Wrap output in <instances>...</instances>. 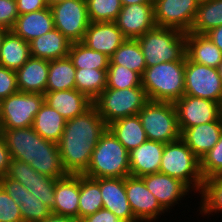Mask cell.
I'll list each match as a JSON object with an SVG mask.
<instances>
[{
	"label": "cell",
	"instance_id": "cell-1",
	"mask_svg": "<svg viewBox=\"0 0 222 222\" xmlns=\"http://www.w3.org/2000/svg\"><path fill=\"white\" fill-rule=\"evenodd\" d=\"M106 129L107 124L93 105L83 114L66 120L57 145L67 174H83L87 170L93 150Z\"/></svg>",
	"mask_w": 222,
	"mask_h": 222
},
{
	"label": "cell",
	"instance_id": "cell-2",
	"mask_svg": "<svg viewBox=\"0 0 222 222\" xmlns=\"http://www.w3.org/2000/svg\"><path fill=\"white\" fill-rule=\"evenodd\" d=\"M11 158L32 166L39 174L60 179L63 169L57 143L42 138L33 127L1 130Z\"/></svg>",
	"mask_w": 222,
	"mask_h": 222
},
{
	"label": "cell",
	"instance_id": "cell-3",
	"mask_svg": "<svg viewBox=\"0 0 222 222\" xmlns=\"http://www.w3.org/2000/svg\"><path fill=\"white\" fill-rule=\"evenodd\" d=\"M185 61L164 62L146 67L142 87L149 101L175 103L184 95Z\"/></svg>",
	"mask_w": 222,
	"mask_h": 222
},
{
	"label": "cell",
	"instance_id": "cell-4",
	"mask_svg": "<svg viewBox=\"0 0 222 222\" xmlns=\"http://www.w3.org/2000/svg\"><path fill=\"white\" fill-rule=\"evenodd\" d=\"M83 175L93 179L130 176L129 152L108 128L94 148Z\"/></svg>",
	"mask_w": 222,
	"mask_h": 222
},
{
	"label": "cell",
	"instance_id": "cell-5",
	"mask_svg": "<svg viewBox=\"0 0 222 222\" xmlns=\"http://www.w3.org/2000/svg\"><path fill=\"white\" fill-rule=\"evenodd\" d=\"M146 66L164 62L186 61V33L165 27H155L137 38Z\"/></svg>",
	"mask_w": 222,
	"mask_h": 222
},
{
	"label": "cell",
	"instance_id": "cell-6",
	"mask_svg": "<svg viewBox=\"0 0 222 222\" xmlns=\"http://www.w3.org/2000/svg\"><path fill=\"white\" fill-rule=\"evenodd\" d=\"M159 172L181 180L193 192L202 191L204 179L200 159L181 138L165 144Z\"/></svg>",
	"mask_w": 222,
	"mask_h": 222
},
{
	"label": "cell",
	"instance_id": "cell-7",
	"mask_svg": "<svg viewBox=\"0 0 222 222\" xmlns=\"http://www.w3.org/2000/svg\"><path fill=\"white\" fill-rule=\"evenodd\" d=\"M148 102L149 99L143 87H132L105 88L92 103L108 125L117 119L138 115Z\"/></svg>",
	"mask_w": 222,
	"mask_h": 222
},
{
	"label": "cell",
	"instance_id": "cell-8",
	"mask_svg": "<svg viewBox=\"0 0 222 222\" xmlns=\"http://www.w3.org/2000/svg\"><path fill=\"white\" fill-rule=\"evenodd\" d=\"M138 116L148 140L166 144L181 138L174 103L149 101Z\"/></svg>",
	"mask_w": 222,
	"mask_h": 222
},
{
	"label": "cell",
	"instance_id": "cell-9",
	"mask_svg": "<svg viewBox=\"0 0 222 222\" xmlns=\"http://www.w3.org/2000/svg\"><path fill=\"white\" fill-rule=\"evenodd\" d=\"M44 103V94L18 91L2 99L0 130L31 127Z\"/></svg>",
	"mask_w": 222,
	"mask_h": 222
},
{
	"label": "cell",
	"instance_id": "cell-10",
	"mask_svg": "<svg viewBox=\"0 0 222 222\" xmlns=\"http://www.w3.org/2000/svg\"><path fill=\"white\" fill-rule=\"evenodd\" d=\"M184 95L209 99L222 105V77L218 69L191 61L186 56Z\"/></svg>",
	"mask_w": 222,
	"mask_h": 222
},
{
	"label": "cell",
	"instance_id": "cell-11",
	"mask_svg": "<svg viewBox=\"0 0 222 222\" xmlns=\"http://www.w3.org/2000/svg\"><path fill=\"white\" fill-rule=\"evenodd\" d=\"M50 8L55 28L71 43L82 42L90 24L86 0H65Z\"/></svg>",
	"mask_w": 222,
	"mask_h": 222
},
{
	"label": "cell",
	"instance_id": "cell-12",
	"mask_svg": "<svg viewBox=\"0 0 222 222\" xmlns=\"http://www.w3.org/2000/svg\"><path fill=\"white\" fill-rule=\"evenodd\" d=\"M200 0H154V19L157 27L190 32Z\"/></svg>",
	"mask_w": 222,
	"mask_h": 222
},
{
	"label": "cell",
	"instance_id": "cell-13",
	"mask_svg": "<svg viewBox=\"0 0 222 222\" xmlns=\"http://www.w3.org/2000/svg\"><path fill=\"white\" fill-rule=\"evenodd\" d=\"M174 105L181 133L189 127L217 121L222 116V105L209 99L183 95Z\"/></svg>",
	"mask_w": 222,
	"mask_h": 222
},
{
	"label": "cell",
	"instance_id": "cell-14",
	"mask_svg": "<svg viewBox=\"0 0 222 222\" xmlns=\"http://www.w3.org/2000/svg\"><path fill=\"white\" fill-rule=\"evenodd\" d=\"M6 176L20 182L29 192L38 197L51 210L55 203V183L57 179L39 174L29 164L12 159Z\"/></svg>",
	"mask_w": 222,
	"mask_h": 222
},
{
	"label": "cell",
	"instance_id": "cell-15",
	"mask_svg": "<svg viewBox=\"0 0 222 222\" xmlns=\"http://www.w3.org/2000/svg\"><path fill=\"white\" fill-rule=\"evenodd\" d=\"M125 191L133 215L138 222H154L160 215L167 212L147 189L141 177L127 176Z\"/></svg>",
	"mask_w": 222,
	"mask_h": 222
},
{
	"label": "cell",
	"instance_id": "cell-16",
	"mask_svg": "<svg viewBox=\"0 0 222 222\" xmlns=\"http://www.w3.org/2000/svg\"><path fill=\"white\" fill-rule=\"evenodd\" d=\"M114 22L127 39H137L156 27L154 5L131 4L122 6Z\"/></svg>",
	"mask_w": 222,
	"mask_h": 222
},
{
	"label": "cell",
	"instance_id": "cell-17",
	"mask_svg": "<svg viewBox=\"0 0 222 222\" xmlns=\"http://www.w3.org/2000/svg\"><path fill=\"white\" fill-rule=\"evenodd\" d=\"M147 189L156 197L160 205L168 212L171 207L179 204L191 189L181 180L163 173H154L141 177Z\"/></svg>",
	"mask_w": 222,
	"mask_h": 222
},
{
	"label": "cell",
	"instance_id": "cell-18",
	"mask_svg": "<svg viewBox=\"0 0 222 222\" xmlns=\"http://www.w3.org/2000/svg\"><path fill=\"white\" fill-rule=\"evenodd\" d=\"M126 39L115 22H90L82 43L110 58Z\"/></svg>",
	"mask_w": 222,
	"mask_h": 222
},
{
	"label": "cell",
	"instance_id": "cell-19",
	"mask_svg": "<svg viewBox=\"0 0 222 222\" xmlns=\"http://www.w3.org/2000/svg\"><path fill=\"white\" fill-rule=\"evenodd\" d=\"M103 208L123 222H138L132 212L125 191V178H100Z\"/></svg>",
	"mask_w": 222,
	"mask_h": 222
},
{
	"label": "cell",
	"instance_id": "cell-20",
	"mask_svg": "<svg viewBox=\"0 0 222 222\" xmlns=\"http://www.w3.org/2000/svg\"><path fill=\"white\" fill-rule=\"evenodd\" d=\"M80 174H67L55 183V203L52 214L78 219Z\"/></svg>",
	"mask_w": 222,
	"mask_h": 222
},
{
	"label": "cell",
	"instance_id": "cell-21",
	"mask_svg": "<svg viewBox=\"0 0 222 222\" xmlns=\"http://www.w3.org/2000/svg\"><path fill=\"white\" fill-rule=\"evenodd\" d=\"M222 133V116L209 123L199 124L185 129L181 139L191 151L201 160L219 141Z\"/></svg>",
	"mask_w": 222,
	"mask_h": 222
},
{
	"label": "cell",
	"instance_id": "cell-22",
	"mask_svg": "<svg viewBox=\"0 0 222 222\" xmlns=\"http://www.w3.org/2000/svg\"><path fill=\"white\" fill-rule=\"evenodd\" d=\"M165 144L146 140L129 152L130 175L143 177L158 173Z\"/></svg>",
	"mask_w": 222,
	"mask_h": 222
},
{
	"label": "cell",
	"instance_id": "cell-23",
	"mask_svg": "<svg viewBox=\"0 0 222 222\" xmlns=\"http://www.w3.org/2000/svg\"><path fill=\"white\" fill-rule=\"evenodd\" d=\"M44 102L66 120L83 114L93 105V101L76 89L45 92Z\"/></svg>",
	"mask_w": 222,
	"mask_h": 222
},
{
	"label": "cell",
	"instance_id": "cell-24",
	"mask_svg": "<svg viewBox=\"0 0 222 222\" xmlns=\"http://www.w3.org/2000/svg\"><path fill=\"white\" fill-rule=\"evenodd\" d=\"M15 73L19 91L44 94L48 80L49 60L30 57Z\"/></svg>",
	"mask_w": 222,
	"mask_h": 222
},
{
	"label": "cell",
	"instance_id": "cell-25",
	"mask_svg": "<svg viewBox=\"0 0 222 222\" xmlns=\"http://www.w3.org/2000/svg\"><path fill=\"white\" fill-rule=\"evenodd\" d=\"M55 28L51 8L19 15L11 31L28 43Z\"/></svg>",
	"mask_w": 222,
	"mask_h": 222
},
{
	"label": "cell",
	"instance_id": "cell-26",
	"mask_svg": "<svg viewBox=\"0 0 222 222\" xmlns=\"http://www.w3.org/2000/svg\"><path fill=\"white\" fill-rule=\"evenodd\" d=\"M186 56L193 62L218 69L221 50L206 34L186 33Z\"/></svg>",
	"mask_w": 222,
	"mask_h": 222
},
{
	"label": "cell",
	"instance_id": "cell-27",
	"mask_svg": "<svg viewBox=\"0 0 222 222\" xmlns=\"http://www.w3.org/2000/svg\"><path fill=\"white\" fill-rule=\"evenodd\" d=\"M71 42L56 28L29 42L31 57L55 60L68 56Z\"/></svg>",
	"mask_w": 222,
	"mask_h": 222
},
{
	"label": "cell",
	"instance_id": "cell-28",
	"mask_svg": "<svg viewBox=\"0 0 222 222\" xmlns=\"http://www.w3.org/2000/svg\"><path fill=\"white\" fill-rule=\"evenodd\" d=\"M107 128L128 152L148 140L138 115L117 119L108 124Z\"/></svg>",
	"mask_w": 222,
	"mask_h": 222
},
{
	"label": "cell",
	"instance_id": "cell-29",
	"mask_svg": "<svg viewBox=\"0 0 222 222\" xmlns=\"http://www.w3.org/2000/svg\"><path fill=\"white\" fill-rule=\"evenodd\" d=\"M30 57L29 43L9 30L0 49V66L17 71Z\"/></svg>",
	"mask_w": 222,
	"mask_h": 222
},
{
	"label": "cell",
	"instance_id": "cell-30",
	"mask_svg": "<svg viewBox=\"0 0 222 222\" xmlns=\"http://www.w3.org/2000/svg\"><path fill=\"white\" fill-rule=\"evenodd\" d=\"M65 123L66 119L44 102L35 115L32 127L45 140L58 143Z\"/></svg>",
	"mask_w": 222,
	"mask_h": 222
},
{
	"label": "cell",
	"instance_id": "cell-31",
	"mask_svg": "<svg viewBox=\"0 0 222 222\" xmlns=\"http://www.w3.org/2000/svg\"><path fill=\"white\" fill-rule=\"evenodd\" d=\"M74 67L69 56L49 60V73L46 92L75 89Z\"/></svg>",
	"mask_w": 222,
	"mask_h": 222
},
{
	"label": "cell",
	"instance_id": "cell-32",
	"mask_svg": "<svg viewBox=\"0 0 222 222\" xmlns=\"http://www.w3.org/2000/svg\"><path fill=\"white\" fill-rule=\"evenodd\" d=\"M103 208L100 178L93 179L80 174V195L78 220L94 214Z\"/></svg>",
	"mask_w": 222,
	"mask_h": 222
},
{
	"label": "cell",
	"instance_id": "cell-33",
	"mask_svg": "<svg viewBox=\"0 0 222 222\" xmlns=\"http://www.w3.org/2000/svg\"><path fill=\"white\" fill-rule=\"evenodd\" d=\"M222 25V0H200L192 33L206 34Z\"/></svg>",
	"mask_w": 222,
	"mask_h": 222
},
{
	"label": "cell",
	"instance_id": "cell-34",
	"mask_svg": "<svg viewBox=\"0 0 222 222\" xmlns=\"http://www.w3.org/2000/svg\"><path fill=\"white\" fill-rule=\"evenodd\" d=\"M109 65H120L141 76L146 69V62L137 39H126L110 57Z\"/></svg>",
	"mask_w": 222,
	"mask_h": 222
},
{
	"label": "cell",
	"instance_id": "cell-35",
	"mask_svg": "<svg viewBox=\"0 0 222 222\" xmlns=\"http://www.w3.org/2000/svg\"><path fill=\"white\" fill-rule=\"evenodd\" d=\"M68 56L76 69L108 70L110 63L106 54L94 51L82 42L71 43Z\"/></svg>",
	"mask_w": 222,
	"mask_h": 222
},
{
	"label": "cell",
	"instance_id": "cell-36",
	"mask_svg": "<svg viewBox=\"0 0 222 222\" xmlns=\"http://www.w3.org/2000/svg\"><path fill=\"white\" fill-rule=\"evenodd\" d=\"M107 87V70L76 69L75 89L94 101Z\"/></svg>",
	"mask_w": 222,
	"mask_h": 222
},
{
	"label": "cell",
	"instance_id": "cell-37",
	"mask_svg": "<svg viewBox=\"0 0 222 222\" xmlns=\"http://www.w3.org/2000/svg\"><path fill=\"white\" fill-rule=\"evenodd\" d=\"M199 206L203 217L222 212V175H217L204 180ZM205 215V216H204Z\"/></svg>",
	"mask_w": 222,
	"mask_h": 222
},
{
	"label": "cell",
	"instance_id": "cell-38",
	"mask_svg": "<svg viewBox=\"0 0 222 222\" xmlns=\"http://www.w3.org/2000/svg\"><path fill=\"white\" fill-rule=\"evenodd\" d=\"M90 22H114L122 9L120 0H86Z\"/></svg>",
	"mask_w": 222,
	"mask_h": 222
},
{
	"label": "cell",
	"instance_id": "cell-39",
	"mask_svg": "<svg viewBox=\"0 0 222 222\" xmlns=\"http://www.w3.org/2000/svg\"><path fill=\"white\" fill-rule=\"evenodd\" d=\"M142 87L141 75L120 65H109L107 70V87L125 89Z\"/></svg>",
	"mask_w": 222,
	"mask_h": 222
},
{
	"label": "cell",
	"instance_id": "cell-40",
	"mask_svg": "<svg viewBox=\"0 0 222 222\" xmlns=\"http://www.w3.org/2000/svg\"><path fill=\"white\" fill-rule=\"evenodd\" d=\"M19 209L23 222H39L51 214V209L25 187Z\"/></svg>",
	"mask_w": 222,
	"mask_h": 222
},
{
	"label": "cell",
	"instance_id": "cell-41",
	"mask_svg": "<svg viewBox=\"0 0 222 222\" xmlns=\"http://www.w3.org/2000/svg\"><path fill=\"white\" fill-rule=\"evenodd\" d=\"M200 172L204 180L222 175V133L217 144L201 158Z\"/></svg>",
	"mask_w": 222,
	"mask_h": 222
},
{
	"label": "cell",
	"instance_id": "cell-42",
	"mask_svg": "<svg viewBox=\"0 0 222 222\" xmlns=\"http://www.w3.org/2000/svg\"><path fill=\"white\" fill-rule=\"evenodd\" d=\"M0 222H23L17 204L0 185Z\"/></svg>",
	"mask_w": 222,
	"mask_h": 222
},
{
	"label": "cell",
	"instance_id": "cell-43",
	"mask_svg": "<svg viewBox=\"0 0 222 222\" xmlns=\"http://www.w3.org/2000/svg\"><path fill=\"white\" fill-rule=\"evenodd\" d=\"M18 16L16 0H0V28L11 30Z\"/></svg>",
	"mask_w": 222,
	"mask_h": 222
},
{
	"label": "cell",
	"instance_id": "cell-44",
	"mask_svg": "<svg viewBox=\"0 0 222 222\" xmlns=\"http://www.w3.org/2000/svg\"><path fill=\"white\" fill-rule=\"evenodd\" d=\"M18 91L15 71L0 66V98H7Z\"/></svg>",
	"mask_w": 222,
	"mask_h": 222
},
{
	"label": "cell",
	"instance_id": "cell-45",
	"mask_svg": "<svg viewBox=\"0 0 222 222\" xmlns=\"http://www.w3.org/2000/svg\"><path fill=\"white\" fill-rule=\"evenodd\" d=\"M0 185L17 204L21 203L24 197V186L20 182L5 175L0 178Z\"/></svg>",
	"mask_w": 222,
	"mask_h": 222
},
{
	"label": "cell",
	"instance_id": "cell-46",
	"mask_svg": "<svg viewBox=\"0 0 222 222\" xmlns=\"http://www.w3.org/2000/svg\"><path fill=\"white\" fill-rule=\"evenodd\" d=\"M19 15L48 8L46 0H16Z\"/></svg>",
	"mask_w": 222,
	"mask_h": 222
},
{
	"label": "cell",
	"instance_id": "cell-47",
	"mask_svg": "<svg viewBox=\"0 0 222 222\" xmlns=\"http://www.w3.org/2000/svg\"><path fill=\"white\" fill-rule=\"evenodd\" d=\"M80 222H123L108 209L102 208L92 215L80 220Z\"/></svg>",
	"mask_w": 222,
	"mask_h": 222
},
{
	"label": "cell",
	"instance_id": "cell-48",
	"mask_svg": "<svg viewBox=\"0 0 222 222\" xmlns=\"http://www.w3.org/2000/svg\"><path fill=\"white\" fill-rule=\"evenodd\" d=\"M12 160L10 152L6 147L4 138L0 133V178L7 174L9 163Z\"/></svg>",
	"mask_w": 222,
	"mask_h": 222
},
{
	"label": "cell",
	"instance_id": "cell-49",
	"mask_svg": "<svg viewBox=\"0 0 222 222\" xmlns=\"http://www.w3.org/2000/svg\"><path fill=\"white\" fill-rule=\"evenodd\" d=\"M206 35L222 52V25L210 30Z\"/></svg>",
	"mask_w": 222,
	"mask_h": 222
},
{
	"label": "cell",
	"instance_id": "cell-50",
	"mask_svg": "<svg viewBox=\"0 0 222 222\" xmlns=\"http://www.w3.org/2000/svg\"><path fill=\"white\" fill-rule=\"evenodd\" d=\"M39 222H80L78 219L73 217H66L56 214H50L47 218L39 221Z\"/></svg>",
	"mask_w": 222,
	"mask_h": 222
},
{
	"label": "cell",
	"instance_id": "cell-51",
	"mask_svg": "<svg viewBox=\"0 0 222 222\" xmlns=\"http://www.w3.org/2000/svg\"><path fill=\"white\" fill-rule=\"evenodd\" d=\"M122 6L131 4H153L154 0H120Z\"/></svg>",
	"mask_w": 222,
	"mask_h": 222
},
{
	"label": "cell",
	"instance_id": "cell-52",
	"mask_svg": "<svg viewBox=\"0 0 222 222\" xmlns=\"http://www.w3.org/2000/svg\"><path fill=\"white\" fill-rule=\"evenodd\" d=\"M8 31H9V30H7V29L0 28V49H1L2 44H3L4 36H5V34H6Z\"/></svg>",
	"mask_w": 222,
	"mask_h": 222
},
{
	"label": "cell",
	"instance_id": "cell-53",
	"mask_svg": "<svg viewBox=\"0 0 222 222\" xmlns=\"http://www.w3.org/2000/svg\"><path fill=\"white\" fill-rule=\"evenodd\" d=\"M63 1H65V0H46V3H47V5H48V7L50 8V7H52L53 5L58 4V3H61V2H63Z\"/></svg>",
	"mask_w": 222,
	"mask_h": 222
},
{
	"label": "cell",
	"instance_id": "cell-54",
	"mask_svg": "<svg viewBox=\"0 0 222 222\" xmlns=\"http://www.w3.org/2000/svg\"><path fill=\"white\" fill-rule=\"evenodd\" d=\"M218 71H219L220 76L222 77V61L219 64Z\"/></svg>",
	"mask_w": 222,
	"mask_h": 222
},
{
	"label": "cell",
	"instance_id": "cell-55",
	"mask_svg": "<svg viewBox=\"0 0 222 222\" xmlns=\"http://www.w3.org/2000/svg\"><path fill=\"white\" fill-rule=\"evenodd\" d=\"M2 98H0V112H1Z\"/></svg>",
	"mask_w": 222,
	"mask_h": 222
}]
</instances>
